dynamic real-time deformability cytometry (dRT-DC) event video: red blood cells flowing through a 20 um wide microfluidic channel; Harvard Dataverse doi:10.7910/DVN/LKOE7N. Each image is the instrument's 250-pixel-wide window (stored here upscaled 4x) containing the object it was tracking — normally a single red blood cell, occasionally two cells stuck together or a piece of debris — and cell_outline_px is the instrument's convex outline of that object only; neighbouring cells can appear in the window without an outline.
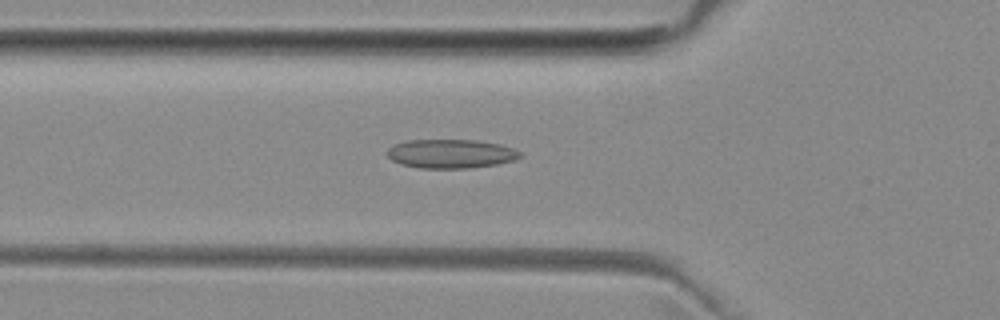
{"species": "common noctule bat (a hibernating species)", "species_latin": "Nyctalus noctula", "temperature_condition": "room temperature", "stored_images_in_passage": 33, "camera_frame_rate_fps": 3000, "um_per_image_px": 0.085, "animal": {"sex": "female", "body_mass_g": 29.2, "forearm_length_mm": 56.3}, "frame": {"image": 1, "passage_image": 3, "time_ms": 0.667, "image_size_px": [1000, 320], "cell_outline_px": [[520, 156], [516, 160], [496, 164], [468, 168], [420, 168], [400, 164], [392, 160], [388, 156], [388, 148], [392, 144], [404, 140], [476, 140], [500, 144], [512, 148], [520, 152]], "centroid_in_image_um": [38.28, 13.06], "position_along_channel_um": 87.5, "area_um2": 22.43}}
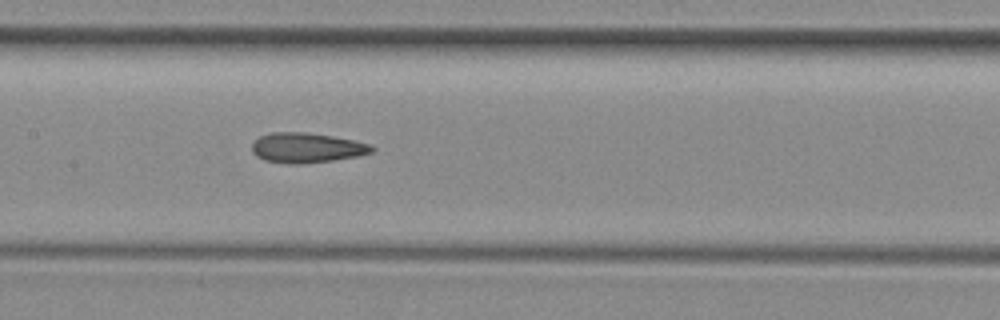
{"frame": {"image": 2, "passage_image": 10, "time_ms": 3.0, "image_size_px": [1000, 320], "cell_outline_px": [[376, 148], [372, 152], [356, 156], [332, 160], [300, 164], [288, 164], [264, 160], [256, 156], [252, 152], [252, 144], [260, 136], [272, 132], [308, 132], [332, 136], [372, 144]], "centroid_in_image_um": [26.06, 12.56], "position_along_channel_um": 181.3, "area_um2": 20.92}}
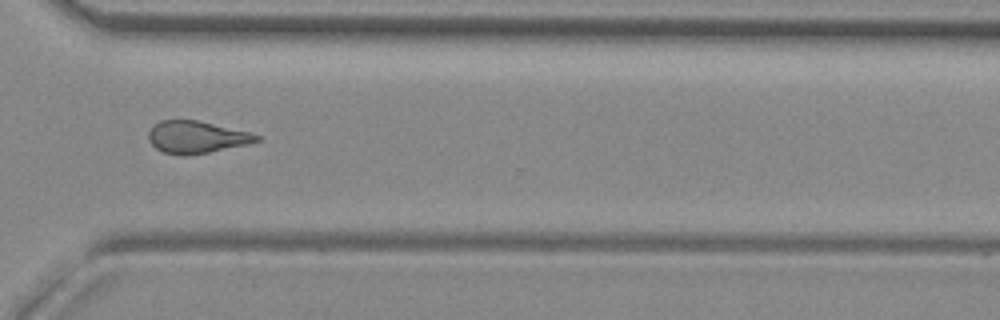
{"frame": {"image": 3, "passage_image": 23, "time_ms": 7.333, "image_size_px": [1000, 320], "cell_outline_px": [[260, 140], [248, 144], [208, 152], [184, 156], [164, 152], [156, 148], [148, 140], [148, 132], [160, 120], [196, 120], [248, 132], [260, 136]], "centroid_in_image_um": [16.68, 11.66], "position_along_channel_um": 353.9, "area_um2": 19.94}}